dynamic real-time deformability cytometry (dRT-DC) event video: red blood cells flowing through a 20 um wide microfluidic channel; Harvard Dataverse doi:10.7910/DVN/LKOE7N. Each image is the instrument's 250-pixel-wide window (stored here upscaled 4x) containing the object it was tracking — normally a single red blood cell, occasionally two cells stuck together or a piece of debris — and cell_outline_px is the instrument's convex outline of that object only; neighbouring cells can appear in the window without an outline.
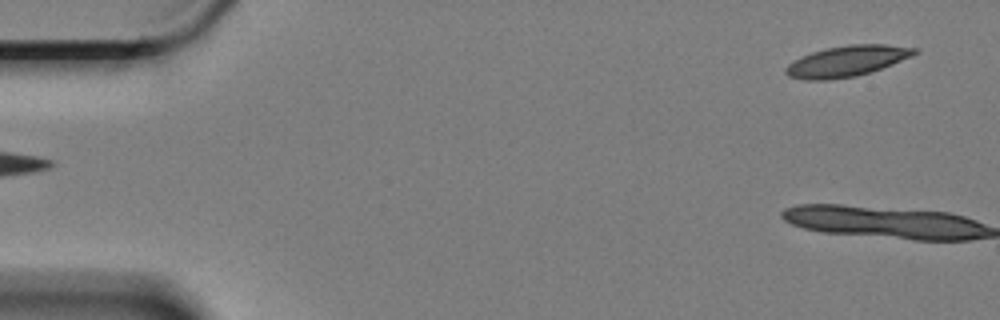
{"species": "Egyptian fruit bat (a non-hibernating species)", "species_latin": "Rousettus aegyptiacus", "temperature_condition": "cold", "stored_images_in_passage": 2, "camera_frame_rate_fps": 3000, "um_per_image_px": 0.085, "animal": {"sex": "female"}, "frame": {"image": 1, "passage_image": 1, "time_ms": 0.0, "image_size_px": [1000, 320], "cell_outline_px": [[920, 52], [912, 56], [892, 64], [856, 76], [828, 80], [808, 80], [788, 76], [784, 72], [784, 68], [792, 60], [812, 52], [824, 48], [848, 44], [884, 44], [920, 48]], "centroid_in_image_um": [71.98, 5.18], "position_along_channel_um": 13.0, "area_um2": 23.24}}